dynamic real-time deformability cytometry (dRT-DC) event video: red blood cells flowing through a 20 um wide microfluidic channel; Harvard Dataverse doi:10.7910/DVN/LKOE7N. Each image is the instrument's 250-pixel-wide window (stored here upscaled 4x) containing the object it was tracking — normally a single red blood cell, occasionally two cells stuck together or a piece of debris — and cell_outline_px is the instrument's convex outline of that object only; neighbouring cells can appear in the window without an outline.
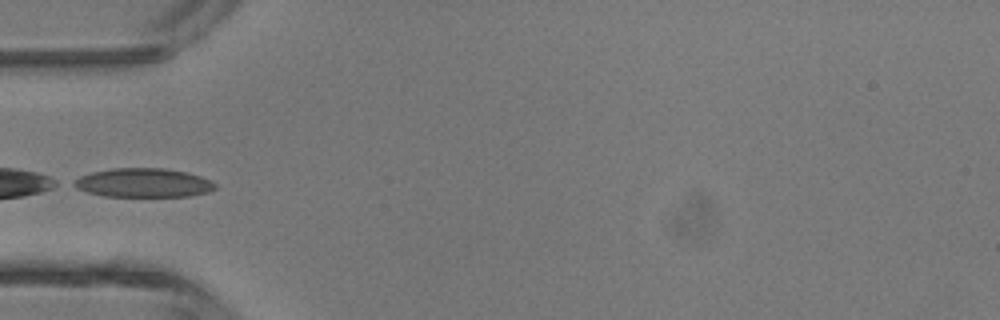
{"species": "common noctule bat (a hibernating species)", "species_latin": "Nyctalus noctula", "temperature_condition": "room temperature", "stored_images_in_passage": 3, "camera_frame_rate_fps": 3000, "um_per_image_px": 0.085, "animal": {"sex": "male", "body_mass_g": 13.3}, "frame": {"image": 1, "passage_image": 3, "time_ms": 0.667, "image_size_px": [1000, 320], "cell_outline_px": [[216, 188], [208, 192], [188, 196], [104, 196], [88, 192], [76, 188], [68, 184], [72, 180], [80, 176], [92, 172], [112, 168], [164, 168], [184, 172], [200, 176], [216, 184]], "centroid_in_image_um": [12.12, 15.53], "position_along_channel_um": 72.9, "area_um2": 23.81}}